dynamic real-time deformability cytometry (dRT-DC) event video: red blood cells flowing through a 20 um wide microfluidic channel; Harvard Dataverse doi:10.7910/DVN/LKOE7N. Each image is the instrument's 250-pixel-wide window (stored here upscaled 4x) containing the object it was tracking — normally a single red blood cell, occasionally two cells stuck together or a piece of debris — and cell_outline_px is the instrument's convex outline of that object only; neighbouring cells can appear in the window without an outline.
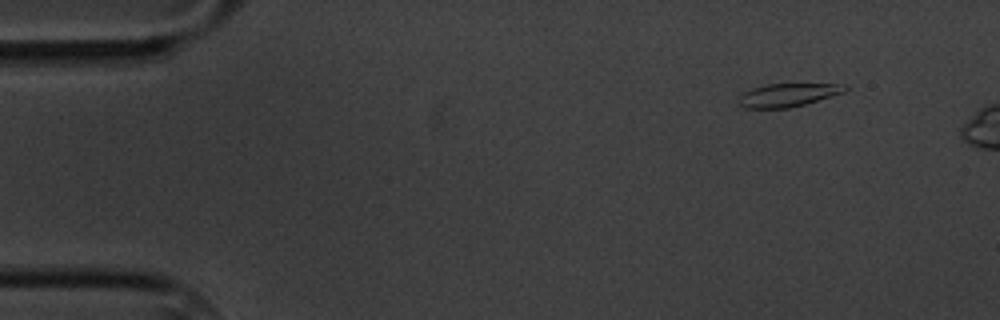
{"species": "common noctule bat (a hibernating species)", "species_latin": "Nyctalus noctula", "temperature_condition": "cold", "stored_images_in_passage": 3, "camera_frame_rate_fps": 3000, "um_per_image_px": 0.085, "animal": {"sex": "male", "body_mass_g": 20.1, "forearm_length_mm": 53.5}, "frame": {"image": 1, "passage_image": 1, "time_ms": 0.0, "image_size_px": [1000, 320], "cell_outline_px": [[848, 88], [844, 92], [804, 104], [788, 108], [744, 108], [740, 104], [740, 96], [744, 92], [752, 88], [764, 84], [848, 84]], "centroid_in_image_um": [66.98, 8.06], "position_along_channel_um": 18.0, "area_um2": 14.22}}